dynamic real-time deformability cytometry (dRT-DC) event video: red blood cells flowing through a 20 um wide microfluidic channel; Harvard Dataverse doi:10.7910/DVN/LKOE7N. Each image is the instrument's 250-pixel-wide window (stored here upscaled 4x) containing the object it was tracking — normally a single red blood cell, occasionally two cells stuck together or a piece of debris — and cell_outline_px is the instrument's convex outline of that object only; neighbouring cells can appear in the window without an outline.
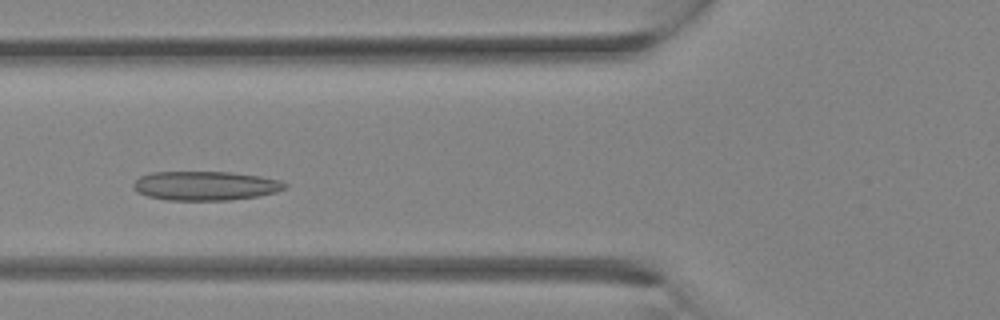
{"species": "Egyptian fruit bat (a non-hibernating species)", "species_latin": "Rousettus aegyptiacus", "temperature_condition": "room temperature", "stored_images_in_passage": 28, "camera_frame_rate_fps": 3000, "um_per_image_px": 0.085, "animal": {"sex": "female"}, "frame": {"image": 1, "passage_image": 8, "time_ms": 2.333, "image_size_px": [1000, 320], "cell_outline_px": [[288, 188], [276, 192], [256, 196], [228, 200], [168, 200], [148, 196], [136, 192], [132, 188], [132, 184], [140, 176], [152, 172], [232, 172], [260, 176], [280, 180], [288, 184]], "centroid_in_image_um": [17.46, 15.78], "position_along_channel_um": 108.3, "area_um2": 25.84}}
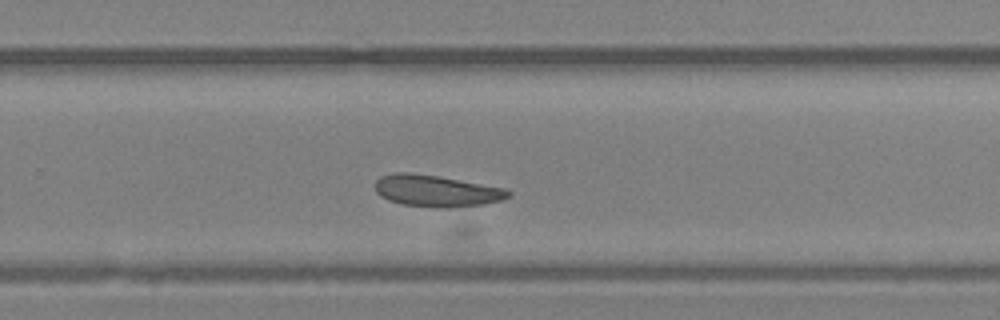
{"frame": {"image": 2, "passage_image": 17, "time_ms": 5.333, "image_size_px": [1000, 320], "cell_outline_px": [[512, 196], [504, 200], [484, 204], [452, 208], [432, 208], [404, 204], [388, 200], [380, 196], [376, 192], [376, 180], [380, 176], [392, 172], [408, 172], [436, 176], [504, 188], [512, 192]], "centroid_in_image_um": [37.1, 16.24], "position_along_channel_um": 292.7, "area_um2": 24.68}}
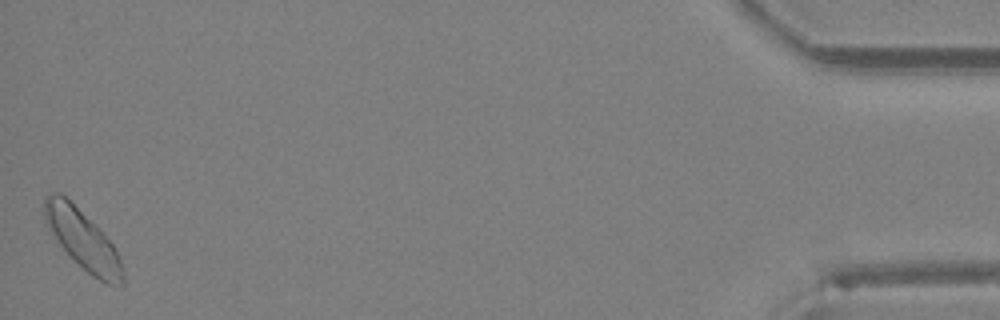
{"frame": {"image": 3, "passage_image": 28, "time_ms": 9.0, "image_size_px": [1000, 320], "cell_outline_px": [[124, 284], [108, 284], [92, 276], [60, 244], [48, 228], [44, 216], [44, 196], [48, 192], [60, 192], [100, 228], [116, 248], [120, 256], [124, 272]], "centroid_in_image_um": [7.05, 20.33], "position_along_channel_um": 428.1, "area_um2": 26.82}}